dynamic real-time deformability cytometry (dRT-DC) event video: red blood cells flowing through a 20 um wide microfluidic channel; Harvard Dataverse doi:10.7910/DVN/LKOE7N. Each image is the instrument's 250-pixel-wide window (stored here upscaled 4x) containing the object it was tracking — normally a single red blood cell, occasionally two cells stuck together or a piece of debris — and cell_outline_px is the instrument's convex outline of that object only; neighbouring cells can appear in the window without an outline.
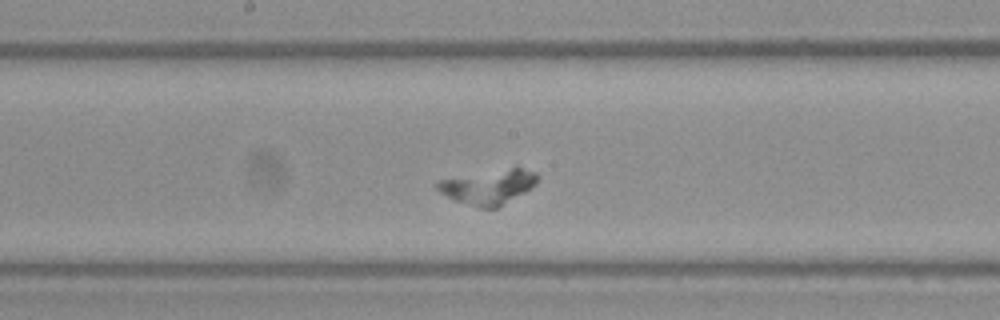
{"species": "Egyptian fruit bat (a non-hibernating species)", "species_latin": "Rousettus aegyptiacus", "temperature_condition": "warm", "stored_images_in_passage": 38, "camera_frame_rate_fps": 3000, "um_per_image_px": 0.085, "frame": {"image": 1, "passage_image": 12, "time_ms": 3.667, "image_size_px": [1000, 320], "cell_outline_px": [[540, 176], [536, 184], [532, 188], [496, 208], [480, 208], [456, 200], [440, 192], [436, 188], [436, 184], [440, 180], [516, 164], [536, 172]], "centroid_in_image_um": [41.62, 15.81], "position_along_channel_um": 206.6, "area_um2": 20.63}}